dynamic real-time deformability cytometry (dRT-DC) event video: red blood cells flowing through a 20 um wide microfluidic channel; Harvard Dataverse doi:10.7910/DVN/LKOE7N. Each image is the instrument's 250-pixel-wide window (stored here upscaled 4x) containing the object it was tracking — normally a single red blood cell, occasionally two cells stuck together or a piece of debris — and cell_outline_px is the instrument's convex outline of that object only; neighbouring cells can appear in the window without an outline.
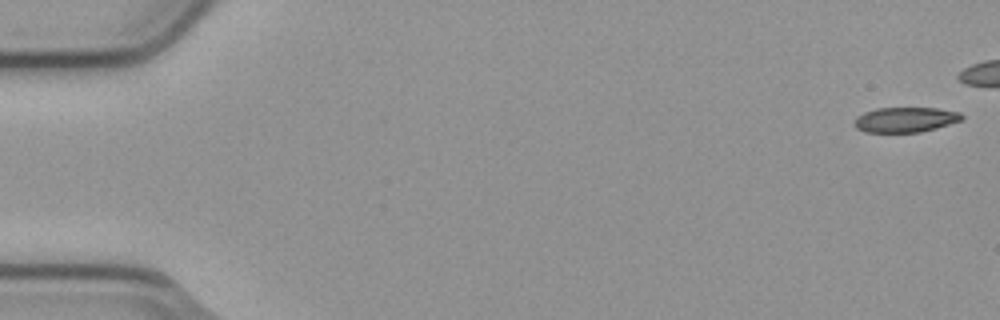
{"species": "common noctule bat (a hibernating species)", "species_latin": "Nyctalus noctula", "temperature_condition": "cold", "stored_images_in_passage": 4, "camera_frame_rate_fps": 3000, "um_per_image_px": 0.085, "animal": {"sex": "male", "body_mass_g": 23.1, "forearm_length_mm": 52.7}, "frame": {"image": 1, "passage_image": 1, "time_ms": 0.0, "image_size_px": [1000, 320], "cell_outline_px": [[964, 116], [960, 120], [936, 128], [920, 132], [864, 132], [856, 128], [852, 124], [856, 116], [864, 112], [876, 108], [936, 108], [960, 112]], "centroid_in_image_um": [76.9, 10.17], "position_along_channel_um": 8.1, "area_um2": 15.72}}